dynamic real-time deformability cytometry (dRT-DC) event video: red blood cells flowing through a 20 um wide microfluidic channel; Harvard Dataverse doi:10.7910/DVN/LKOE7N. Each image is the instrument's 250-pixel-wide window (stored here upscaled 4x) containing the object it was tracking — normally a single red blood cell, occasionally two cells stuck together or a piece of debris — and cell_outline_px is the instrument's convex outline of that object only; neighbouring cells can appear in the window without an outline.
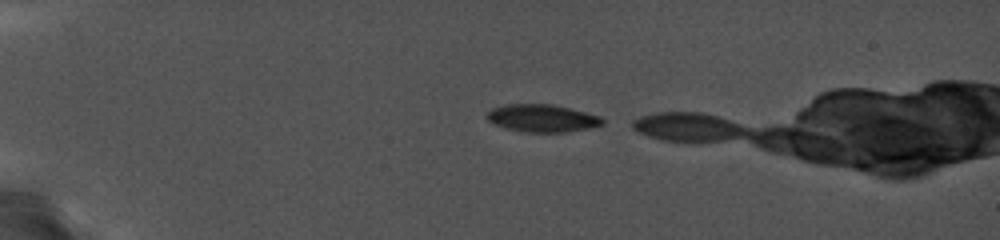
{"species": "common noctule bat (a hibernating species)", "species_latin": "Nyctalus noctula", "temperature_condition": "cold", "stored_images_in_passage": 3, "camera_frame_rate_fps": 5000, "um_per_image_px": 0.085, "animal": {"sex": "female", "body_mass_g": 19.0, "forearm_length_mm": 56.7}, "frame": {"image": 1, "passage_image": 1, "time_ms": 0.0, "image_size_px": [1000, 240], "cell_outline_px": [[604, 124], [588, 128], [564, 132], [528, 132], [508, 128], [496, 124], [488, 120], [484, 116], [492, 108], [504, 104], [552, 104], [600, 116], [604, 120]], "centroid_in_image_um": [46.07, 10.03], "position_along_channel_um": 38.9, "area_um2": 18.32}}